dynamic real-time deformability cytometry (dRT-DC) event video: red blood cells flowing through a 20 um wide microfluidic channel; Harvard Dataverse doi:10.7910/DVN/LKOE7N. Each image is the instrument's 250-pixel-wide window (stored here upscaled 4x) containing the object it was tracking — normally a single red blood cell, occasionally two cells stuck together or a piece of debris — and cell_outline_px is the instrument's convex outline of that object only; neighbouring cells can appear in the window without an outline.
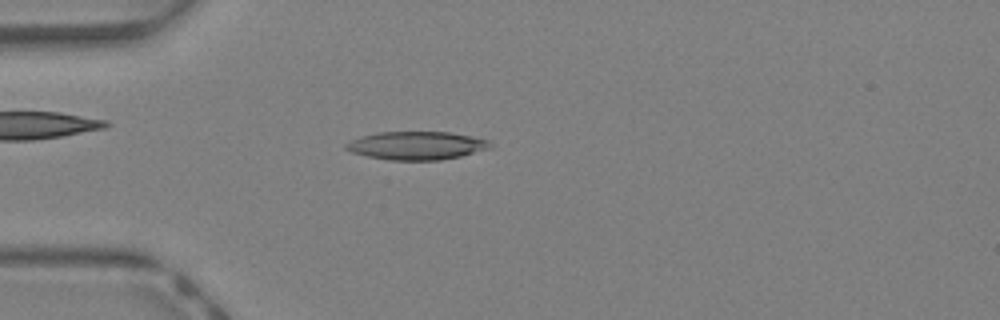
{"species": "Egyptian fruit bat (a non-hibernating species)", "species_latin": "Rousettus aegyptiacus", "temperature_condition": "warm", "stored_images_in_passage": 43, "camera_frame_rate_fps": 3000, "um_per_image_px": 0.085, "animal": {"sex": "female"}, "frame": {"image": 1, "passage_image": 12, "time_ms": 3.667, "image_size_px": [1000, 320], "cell_outline_px": [[492, 148], [460, 156], [440, 160], [388, 160], [368, 156], [352, 152], [344, 148], [344, 144], [360, 136], [376, 132], [448, 132], [472, 136], [488, 140], [492, 144]], "centroid_in_image_um": [35.41, 12.37], "position_along_channel_um": 49.6, "area_um2": 23.76}}
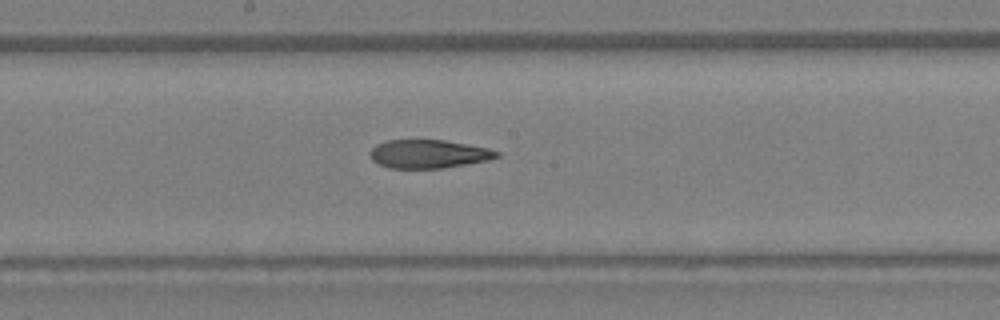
{"frame": {"image": 2, "passage_image": 23, "time_ms": 7.333, "image_size_px": [1000, 320], "cell_outline_px": [[500, 156], [488, 160], [444, 168], [388, 168], [372, 160], [372, 148], [376, 144], [388, 140], [444, 140], [488, 148], [500, 152]], "centroid_in_image_um": [36.45, 13.09], "position_along_channel_um": 211.7, "area_um2": 20.81}}
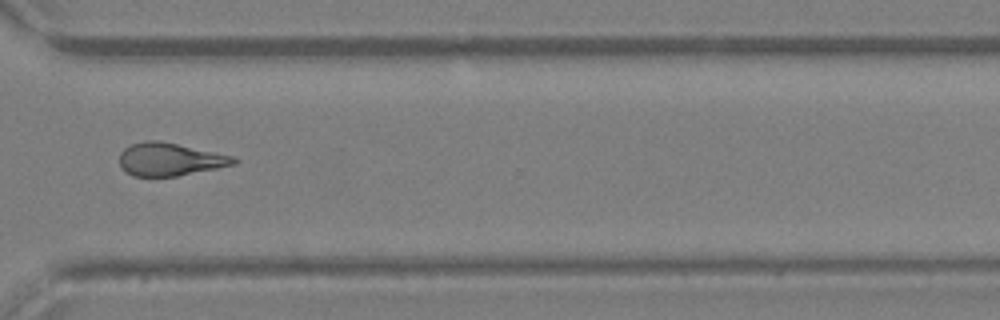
{"frame": {"image": 3, "passage_image": 32, "time_ms": 10.333, "image_size_px": [1000, 320], "cell_outline_px": [[240, 160], [236, 164], [176, 176], [132, 176], [124, 172], [120, 168], [120, 152], [124, 148], [132, 144], [144, 140], [160, 140], [232, 156]], "centroid_in_image_um": [14.4, 13.54], "position_along_channel_um": 356.2, "area_um2": 21.91}, "authors_computed_cell_mechanics": {"area_um2": 22.542, "velocity_mm_per_s": 4.8238, "shape_relaxation_time_tau1_ms": 11.0776, "shape_relaxation_time_tau2_ms": 4.734, "deformation_change_tau1": 0.3299, "deformation_change_tau2": 0.166}}